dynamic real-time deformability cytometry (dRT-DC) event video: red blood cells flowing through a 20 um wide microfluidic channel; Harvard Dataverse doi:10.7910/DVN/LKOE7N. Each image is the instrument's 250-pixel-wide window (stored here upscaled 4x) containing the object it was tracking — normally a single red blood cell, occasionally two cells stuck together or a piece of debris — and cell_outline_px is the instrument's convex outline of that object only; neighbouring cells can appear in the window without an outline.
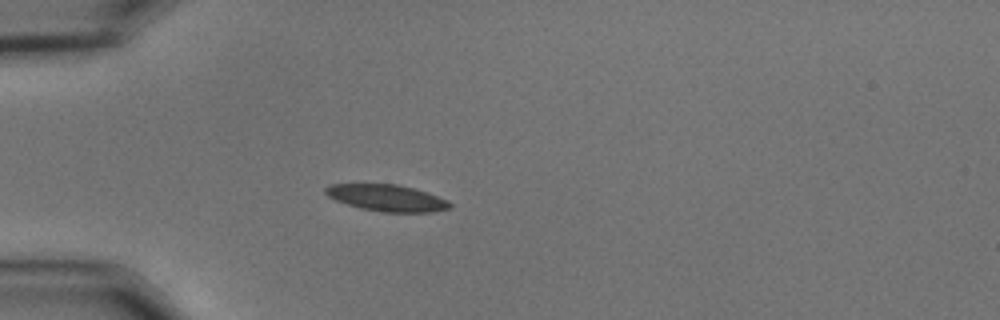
{"species": "common noctule bat (a hibernating species)", "species_latin": "Nyctalus noctula", "temperature_condition": "cold", "stored_images_in_passage": 41, "camera_frame_rate_fps": 3000, "um_per_image_px": 0.085, "animal": {"sex": "male", "body_mass_g": 15.6}, "frame": {"image": 1, "passage_image": 1, "time_ms": 0.0, "image_size_px": [1000, 320], "cell_outline_px": [[452, 208], [432, 212], [384, 212], [360, 208], [336, 200], [328, 196], [324, 192], [324, 188], [328, 184], [396, 184], [412, 188], [448, 200], [452, 204]], "centroid_in_image_um": [32.87, 16.82], "position_along_channel_um": 52.1, "area_um2": 19.13}}
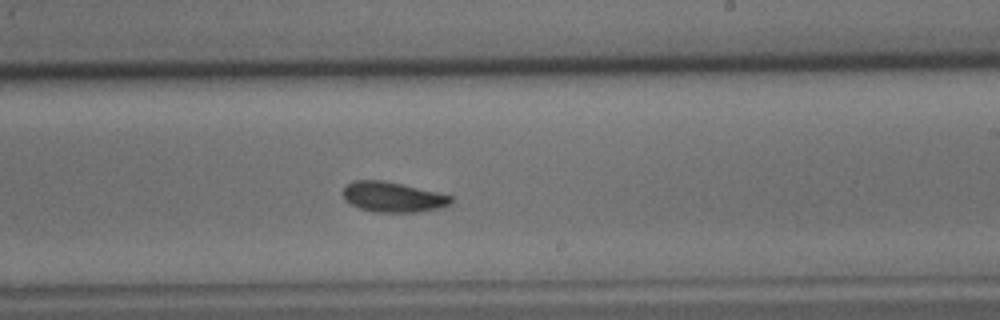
{"frame": {"image": 2, "passage_image": 19, "time_ms": 6.0, "image_size_px": [1000, 320], "cell_outline_px": [[452, 204], [440, 208], [420, 212], [376, 212], [360, 208], [344, 200], [344, 188], [352, 180], [384, 180], [436, 192], [452, 196]], "centroid_in_image_um": [33.41, 16.75], "position_along_channel_um": 255.6, "area_um2": 18.9}}
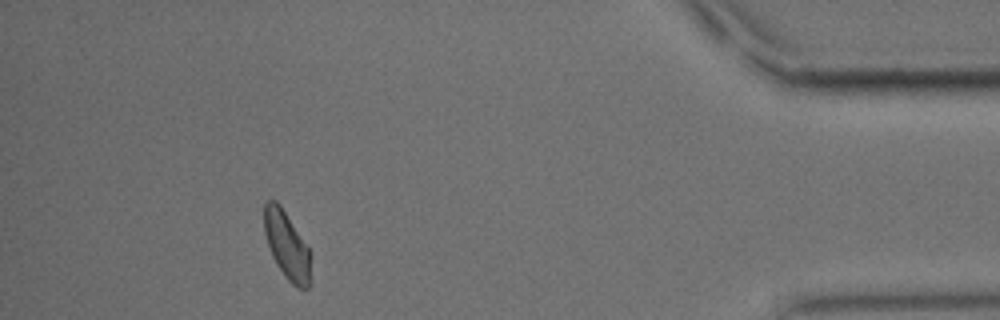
{"frame": {"image": 3, "passage_image": 36, "time_ms": 11.667, "image_size_px": [1000, 320], "cell_outline_px": [[312, 256], [308, 288], [304, 292], [296, 288], [284, 276], [276, 264], [272, 256], [264, 232], [264, 204], [268, 200], [276, 200], [280, 204], [308, 248]], "centroid_in_image_um": [24.39, 20.9], "position_along_channel_um": 410.8, "area_um2": 18.44}, "authors_computed_cell_mechanics": {"area_um2": 18.9006, "velocity_mm_per_s": 3.6075, "shape_relaxation_time_tau1_ms": 3.4762, "shape_relaxation_time_tau2_ms": 4.7232, "deformation_change_tau1": 0.1078, "deformation_change_tau2": 0.1024}}